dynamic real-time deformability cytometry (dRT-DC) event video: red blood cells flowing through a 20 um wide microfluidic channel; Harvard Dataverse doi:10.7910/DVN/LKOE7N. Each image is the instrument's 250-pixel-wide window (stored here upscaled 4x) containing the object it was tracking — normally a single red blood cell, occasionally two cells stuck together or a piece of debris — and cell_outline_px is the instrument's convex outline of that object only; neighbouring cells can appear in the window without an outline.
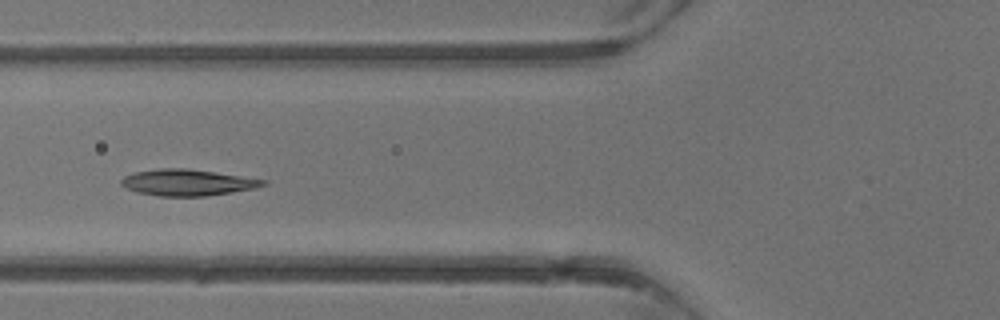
{"species": "common noctule bat (a hibernating species)", "species_latin": "Nyctalus noctula", "temperature_condition": "warm", "stored_images_in_passage": 2, "camera_frame_rate_fps": 3000, "um_per_image_px": 0.085, "animal": {"sex": "male", "body_mass_g": 13.3}, "frame": {"image": 1, "passage_image": 2, "time_ms": 1.0, "image_size_px": [1000, 320], "cell_outline_px": [[268, 184], [256, 188], [232, 192], [204, 196], [160, 196], [136, 192], [120, 184], [120, 180], [124, 176], [136, 172], [160, 168], [188, 168], [268, 180]], "centroid_in_image_um": [15.95, 15.51], "position_along_channel_um": 109.8, "area_um2": 21.73}}